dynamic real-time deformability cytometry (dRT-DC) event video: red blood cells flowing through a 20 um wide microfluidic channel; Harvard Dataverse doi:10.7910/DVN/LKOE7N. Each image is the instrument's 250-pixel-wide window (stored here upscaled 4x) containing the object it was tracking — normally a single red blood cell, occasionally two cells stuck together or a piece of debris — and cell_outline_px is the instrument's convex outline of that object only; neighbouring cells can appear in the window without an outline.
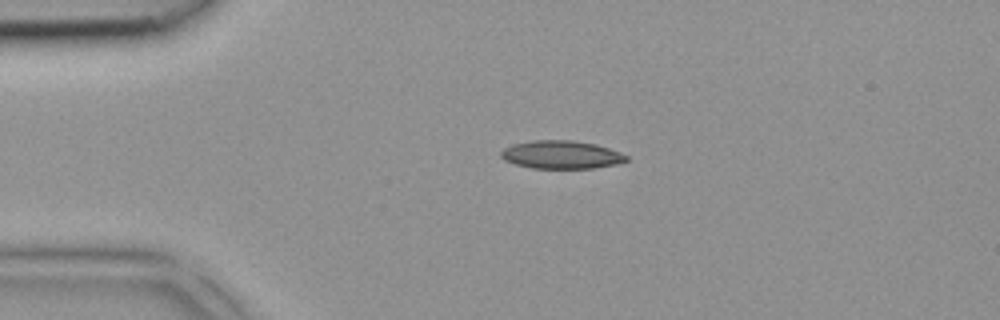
{"species": "common noctule bat (a hibernating species)", "species_latin": "Nyctalus noctula", "temperature_condition": "room temperature", "stored_images_in_passage": 4, "camera_frame_rate_fps": 3000, "um_per_image_px": 0.085, "animal": {"sex": "female", "body_mass_g": 18.4}, "frame": {"image": 1, "passage_image": 4, "time_ms": 1.0, "image_size_px": [1000, 320], "cell_outline_px": [[628, 160], [616, 164], [592, 168], [532, 168], [516, 164], [504, 160], [500, 156], [500, 152], [504, 148], [512, 144], [532, 140], [572, 140], [596, 144], [620, 152], [628, 156]], "centroid_in_image_um": [47.69, 13.14], "position_along_channel_um": 37.3, "area_um2": 20.52}}